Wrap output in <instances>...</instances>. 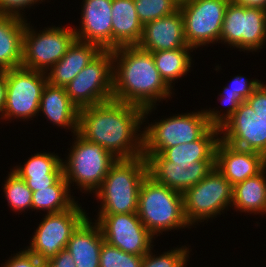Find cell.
Returning <instances> with one entry per match:
<instances>
[{
	"mask_svg": "<svg viewBox=\"0 0 266 267\" xmlns=\"http://www.w3.org/2000/svg\"><path fill=\"white\" fill-rule=\"evenodd\" d=\"M143 112V108L113 99L79 109L77 133L117 159L143 156Z\"/></svg>",
	"mask_w": 266,
	"mask_h": 267,
	"instance_id": "cell-1",
	"label": "cell"
},
{
	"mask_svg": "<svg viewBox=\"0 0 266 267\" xmlns=\"http://www.w3.org/2000/svg\"><path fill=\"white\" fill-rule=\"evenodd\" d=\"M112 58L113 100L143 108V119L156 110L157 102L175 94L161 78L151 52L137 45L120 46L112 50Z\"/></svg>",
	"mask_w": 266,
	"mask_h": 267,
	"instance_id": "cell-2",
	"label": "cell"
},
{
	"mask_svg": "<svg viewBox=\"0 0 266 267\" xmlns=\"http://www.w3.org/2000/svg\"><path fill=\"white\" fill-rule=\"evenodd\" d=\"M147 175L144 156L118 159L92 194L98 203L100 201L97 214L137 213L140 186Z\"/></svg>",
	"mask_w": 266,
	"mask_h": 267,
	"instance_id": "cell-3",
	"label": "cell"
},
{
	"mask_svg": "<svg viewBox=\"0 0 266 267\" xmlns=\"http://www.w3.org/2000/svg\"><path fill=\"white\" fill-rule=\"evenodd\" d=\"M137 215L154 237L171 230L192 228L184 214L182 193L156 182L149 175L140 186Z\"/></svg>",
	"mask_w": 266,
	"mask_h": 267,
	"instance_id": "cell-4",
	"label": "cell"
},
{
	"mask_svg": "<svg viewBox=\"0 0 266 267\" xmlns=\"http://www.w3.org/2000/svg\"><path fill=\"white\" fill-rule=\"evenodd\" d=\"M72 138L74 142L72 141L66 160L62 159L63 175L70 190L71 184L72 187L75 184L81 192L92 194L101 186L118 159L101 145L86 140L77 132Z\"/></svg>",
	"mask_w": 266,
	"mask_h": 267,
	"instance_id": "cell-5",
	"label": "cell"
},
{
	"mask_svg": "<svg viewBox=\"0 0 266 267\" xmlns=\"http://www.w3.org/2000/svg\"><path fill=\"white\" fill-rule=\"evenodd\" d=\"M197 111V112H196ZM156 119H143V154H160L164 149L200 139L212 125L205 109ZM148 121V123L146 122Z\"/></svg>",
	"mask_w": 266,
	"mask_h": 267,
	"instance_id": "cell-6",
	"label": "cell"
},
{
	"mask_svg": "<svg viewBox=\"0 0 266 267\" xmlns=\"http://www.w3.org/2000/svg\"><path fill=\"white\" fill-rule=\"evenodd\" d=\"M30 24L26 21L21 67L46 73L65 55L76 34L73 26L51 25L37 30Z\"/></svg>",
	"mask_w": 266,
	"mask_h": 267,
	"instance_id": "cell-7",
	"label": "cell"
},
{
	"mask_svg": "<svg viewBox=\"0 0 266 267\" xmlns=\"http://www.w3.org/2000/svg\"><path fill=\"white\" fill-rule=\"evenodd\" d=\"M232 194L231 183L214 168L204 179L182 194L184 214L189 225L195 227L221 216L232 206Z\"/></svg>",
	"mask_w": 266,
	"mask_h": 267,
	"instance_id": "cell-8",
	"label": "cell"
},
{
	"mask_svg": "<svg viewBox=\"0 0 266 267\" xmlns=\"http://www.w3.org/2000/svg\"><path fill=\"white\" fill-rule=\"evenodd\" d=\"M71 102L83 109L113 99L112 50H102L65 86Z\"/></svg>",
	"mask_w": 266,
	"mask_h": 267,
	"instance_id": "cell-9",
	"label": "cell"
},
{
	"mask_svg": "<svg viewBox=\"0 0 266 267\" xmlns=\"http://www.w3.org/2000/svg\"><path fill=\"white\" fill-rule=\"evenodd\" d=\"M47 75L23 67L6 70V100L0 119L33 120L38 115L41 94Z\"/></svg>",
	"mask_w": 266,
	"mask_h": 267,
	"instance_id": "cell-10",
	"label": "cell"
},
{
	"mask_svg": "<svg viewBox=\"0 0 266 267\" xmlns=\"http://www.w3.org/2000/svg\"><path fill=\"white\" fill-rule=\"evenodd\" d=\"M220 43L247 53L263 49L266 45V10L230 1L222 24Z\"/></svg>",
	"mask_w": 266,
	"mask_h": 267,
	"instance_id": "cell-11",
	"label": "cell"
},
{
	"mask_svg": "<svg viewBox=\"0 0 266 267\" xmlns=\"http://www.w3.org/2000/svg\"><path fill=\"white\" fill-rule=\"evenodd\" d=\"M78 202L62 212L45 214L26 249L44 262L66 249L73 232L88 217Z\"/></svg>",
	"mask_w": 266,
	"mask_h": 267,
	"instance_id": "cell-12",
	"label": "cell"
},
{
	"mask_svg": "<svg viewBox=\"0 0 266 267\" xmlns=\"http://www.w3.org/2000/svg\"><path fill=\"white\" fill-rule=\"evenodd\" d=\"M231 0H191L179 6L186 43L194 50L220 43L227 6Z\"/></svg>",
	"mask_w": 266,
	"mask_h": 267,
	"instance_id": "cell-13",
	"label": "cell"
},
{
	"mask_svg": "<svg viewBox=\"0 0 266 267\" xmlns=\"http://www.w3.org/2000/svg\"><path fill=\"white\" fill-rule=\"evenodd\" d=\"M95 218L104 241L126 253L144 256L155 246L156 237L143 225L137 213L97 214Z\"/></svg>",
	"mask_w": 266,
	"mask_h": 267,
	"instance_id": "cell-14",
	"label": "cell"
},
{
	"mask_svg": "<svg viewBox=\"0 0 266 267\" xmlns=\"http://www.w3.org/2000/svg\"><path fill=\"white\" fill-rule=\"evenodd\" d=\"M148 175L156 182L180 193L204 179L214 168L215 161H197L193 164H174L161 154H143Z\"/></svg>",
	"mask_w": 266,
	"mask_h": 267,
	"instance_id": "cell-15",
	"label": "cell"
},
{
	"mask_svg": "<svg viewBox=\"0 0 266 267\" xmlns=\"http://www.w3.org/2000/svg\"><path fill=\"white\" fill-rule=\"evenodd\" d=\"M220 139L234 147L265 156V124L246 101H242L221 126Z\"/></svg>",
	"mask_w": 266,
	"mask_h": 267,
	"instance_id": "cell-16",
	"label": "cell"
},
{
	"mask_svg": "<svg viewBox=\"0 0 266 267\" xmlns=\"http://www.w3.org/2000/svg\"><path fill=\"white\" fill-rule=\"evenodd\" d=\"M82 3L79 27H73L76 40L112 50V0H83Z\"/></svg>",
	"mask_w": 266,
	"mask_h": 267,
	"instance_id": "cell-17",
	"label": "cell"
},
{
	"mask_svg": "<svg viewBox=\"0 0 266 267\" xmlns=\"http://www.w3.org/2000/svg\"><path fill=\"white\" fill-rule=\"evenodd\" d=\"M266 167V157L258 152L234 147L221 139L215 150V168L232 186L259 174Z\"/></svg>",
	"mask_w": 266,
	"mask_h": 267,
	"instance_id": "cell-18",
	"label": "cell"
},
{
	"mask_svg": "<svg viewBox=\"0 0 266 267\" xmlns=\"http://www.w3.org/2000/svg\"><path fill=\"white\" fill-rule=\"evenodd\" d=\"M137 46L147 52L190 47L186 43L180 9L169 16L145 23Z\"/></svg>",
	"mask_w": 266,
	"mask_h": 267,
	"instance_id": "cell-19",
	"label": "cell"
},
{
	"mask_svg": "<svg viewBox=\"0 0 266 267\" xmlns=\"http://www.w3.org/2000/svg\"><path fill=\"white\" fill-rule=\"evenodd\" d=\"M61 156L55 152H37L23 163L11 168L32 192L53 186L63 176Z\"/></svg>",
	"mask_w": 266,
	"mask_h": 267,
	"instance_id": "cell-20",
	"label": "cell"
},
{
	"mask_svg": "<svg viewBox=\"0 0 266 267\" xmlns=\"http://www.w3.org/2000/svg\"><path fill=\"white\" fill-rule=\"evenodd\" d=\"M102 49L94 43L75 40L65 55L46 72L52 86L65 87Z\"/></svg>",
	"mask_w": 266,
	"mask_h": 267,
	"instance_id": "cell-21",
	"label": "cell"
},
{
	"mask_svg": "<svg viewBox=\"0 0 266 267\" xmlns=\"http://www.w3.org/2000/svg\"><path fill=\"white\" fill-rule=\"evenodd\" d=\"M104 242L99 224L88 216L73 232L66 249L76 267H100V251Z\"/></svg>",
	"mask_w": 266,
	"mask_h": 267,
	"instance_id": "cell-22",
	"label": "cell"
},
{
	"mask_svg": "<svg viewBox=\"0 0 266 267\" xmlns=\"http://www.w3.org/2000/svg\"><path fill=\"white\" fill-rule=\"evenodd\" d=\"M42 112V113H41ZM79 109L71 102L65 87L52 86L48 82L43 88L39 113L46 116L54 126L76 133Z\"/></svg>",
	"mask_w": 266,
	"mask_h": 267,
	"instance_id": "cell-23",
	"label": "cell"
},
{
	"mask_svg": "<svg viewBox=\"0 0 266 267\" xmlns=\"http://www.w3.org/2000/svg\"><path fill=\"white\" fill-rule=\"evenodd\" d=\"M112 50L137 45L143 24L136 13L134 0H112Z\"/></svg>",
	"mask_w": 266,
	"mask_h": 267,
	"instance_id": "cell-24",
	"label": "cell"
},
{
	"mask_svg": "<svg viewBox=\"0 0 266 267\" xmlns=\"http://www.w3.org/2000/svg\"><path fill=\"white\" fill-rule=\"evenodd\" d=\"M26 21L0 14V71L21 67Z\"/></svg>",
	"mask_w": 266,
	"mask_h": 267,
	"instance_id": "cell-25",
	"label": "cell"
},
{
	"mask_svg": "<svg viewBox=\"0 0 266 267\" xmlns=\"http://www.w3.org/2000/svg\"><path fill=\"white\" fill-rule=\"evenodd\" d=\"M219 140L220 128L212 126L200 139L166 148L160 154L174 164L215 161V150Z\"/></svg>",
	"mask_w": 266,
	"mask_h": 267,
	"instance_id": "cell-26",
	"label": "cell"
},
{
	"mask_svg": "<svg viewBox=\"0 0 266 267\" xmlns=\"http://www.w3.org/2000/svg\"><path fill=\"white\" fill-rule=\"evenodd\" d=\"M266 167L257 175L233 186L232 209L251 215L266 214Z\"/></svg>",
	"mask_w": 266,
	"mask_h": 267,
	"instance_id": "cell-27",
	"label": "cell"
},
{
	"mask_svg": "<svg viewBox=\"0 0 266 267\" xmlns=\"http://www.w3.org/2000/svg\"><path fill=\"white\" fill-rule=\"evenodd\" d=\"M192 47L151 52L161 78L174 90L175 81L185 77L191 70L193 58ZM173 83V84H172Z\"/></svg>",
	"mask_w": 266,
	"mask_h": 267,
	"instance_id": "cell-28",
	"label": "cell"
},
{
	"mask_svg": "<svg viewBox=\"0 0 266 267\" xmlns=\"http://www.w3.org/2000/svg\"><path fill=\"white\" fill-rule=\"evenodd\" d=\"M71 191L63 175L53 186L33 192L32 211L50 214L71 208L77 202Z\"/></svg>",
	"mask_w": 266,
	"mask_h": 267,
	"instance_id": "cell-29",
	"label": "cell"
},
{
	"mask_svg": "<svg viewBox=\"0 0 266 267\" xmlns=\"http://www.w3.org/2000/svg\"><path fill=\"white\" fill-rule=\"evenodd\" d=\"M4 181L3 192L7 203L13 212L32 211L33 192L28 188L25 181L12 169Z\"/></svg>",
	"mask_w": 266,
	"mask_h": 267,
	"instance_id": "cell-30",
	"label": "cell"
},
{
	"mask_svg": "<svg viewBox=\"0 0 266 267\" xmlns=\"http://www.w3.org/2000/svg\"><path fill=\"white\" fill-rule=\"evenodd\" d=\"M191 246L171 248L162 254H154L153 247L143 256L140 267H186L189 261Z\"/></svg>",
	"mask_w": 266,
	"mask_h": 267,
	"instance_id": "cell-31",
	"label": "cell"
},
{
	"mask_svg": "<svg viewBox=\"0 0 266 267\" xmlns=\"http://www.w3.org/2000/svg\"><path fill=\"white\" fill-rule=\"evenodd\" d=\"M140 22H147L169 16L179 10L174 0H134Z\"/></svg>",
	"mask_w": 266,
	"mask_h": 267,
	"instance_id": "cell-32",
	"label": "cell"
},
{
	"mask_svg": "<svg viewBox=\"0 0 266 267\" xmlns=\"http://www.w3.org/2000/svg\"><path fill=\"white\" fill-rule=\"evenodd\" d=\"M143 256L126 253L103 242L100 251V267H140Z\"/></svg>",
	"mask_w": 266,
	"mask_h": 267,
	"instance_id": "cell-33",
	"label": "cell"
},
{
	"mask_svg": "<svg viewBox=\"0 0 266 267\" xmlns=\"http://www.w3.org/2000/svg\"><path fill=\"white\" fill-rule=\"evenodd\" d=\"M218 96L220 97H218L217 99L221 100L220 103L223 104L224 109L220 108L219 111L218 109L217 110L215 108L211 109L209 107V109L205 110V114L207 120L212 126L221 128V126L235 113V111L241 104L242 100L235 93L230 94L222 92L219 93Z\"/></svg>",
	"mask_w": 266,
	"mask_h": 267,
	"instance_id": "cell-34",
	"label": "cell"
},
{
	"mask_svg": "<svg viewBox=\"0 0 266 267\" xmlns=\"http://www.w3.org/2000/svg\"><path fill=\"white\" fill-rule=\"evenodd\" d=\"M244 75H235L232 78L230 85H226L223 87V91L225 93L230 94H237V96L242 100L245 101L253 92L254 90L262 83L261 80L258 79H249ZM250 80V81H249Z\"/></svg>",
	"mask_w": 266,
	"mask_h": 267,
	"instance_id": "cell-35",
	"label": "cell"
},
{
	"mask_svg": "<svg viewBox=\"0 0 266 267\" xmlns=\"http://www.w3.org/2000/svg\"><path fill=\"white\" fill-rule=\"evenodd\" d=\"M46 0H0V14L26 19L25 10Z\"/></svg>",
	"mask_w": 266,
	"mask_h": 267,
	"instance_id": "cell-36",
	"label": "cell"
},
{
	"mask_svg": "<svg viewBox=\"0 0 266 267\" xmlns=\"http://www.w3.org/2000/svg\"><path fill=\"white\" fill-rule=\"evenodd\" d=\"M265 124V157H266V84L262 82L245 100Z\"/></svg>",
	"mask_w": 266,
	"mask_h": 267,
	"instance_id": "cell-37",
	"label": "cell"
},
{
	"mask_svg": "<svg viewBox=\"0 0 266 267\" xmlns=\"http://www.w3.org/2000/svg\"><path fill=\"white\" fill-rule=\"evenodd\" d=\"M1 267H46V262L23 248L21 251L11 254L7 261L1 264Z\"/></svg>",
	"mask_w": 266,
	"mask_h": 267,
	"instance_id": "cell-38",
	"label": "cell"
},
{
	"mask_svg": "<svg viewBox=\"0 0 266 267\" xmlns=\"http://www.w3.org/2000/svg\"><path fill=\"white\" fill-rule=\"evenodd\" d=\"M46 267H76V265L71 253L64 249L48 260Z\"/></svg>",
	"mask_w": 266,
	"mask_h": 267,
	"instance_id": "cell-39",
	"label": "cell"
},
{
	"mask_svg": "<svg viewBox=\"0 0 266 267\" xmlns=\"http://www.w3.org/2000/svg\"><path fill=\"white\" fill-rule=\"evenodd\" d=\"M7 93L6 70L0 71V115L3 112Z\"/></svg>",
	"mask_w": 266,
	"mask_h": 267,
	"instance_id": "cell-40",
	"label": "cell"
},
{
	"mask_svg": "<svg viewBox=\"0 0 266 267\" xmlns=\"http://www.w3.org/2000/svg\"><path fill=\"white\" fill-rule=\"evenodd\" d=\"M231 1L241 6L260 8L266 10V0H231Z\"/></svg>",
	"mask_w": 266,
	"mask_h": 267,
	"instance_id": "cell-41",
	"label": "cell"
},
{
	"mask_svg": "<svg viewBox=\"0 0 266 267\" xmlns=\"http://www.w3.org/2000/svg\"><path fill=\"white\" fill-rule=\"evenodd\" d=\"M176 2V4H178V6H181L185 3H188L191 0H174Z\"/></svg>",
	"mask_w": 266,
	"mask_h": 267,
	"instance_id": "cell-42",
	"label": "cell"
}]
</instances>
